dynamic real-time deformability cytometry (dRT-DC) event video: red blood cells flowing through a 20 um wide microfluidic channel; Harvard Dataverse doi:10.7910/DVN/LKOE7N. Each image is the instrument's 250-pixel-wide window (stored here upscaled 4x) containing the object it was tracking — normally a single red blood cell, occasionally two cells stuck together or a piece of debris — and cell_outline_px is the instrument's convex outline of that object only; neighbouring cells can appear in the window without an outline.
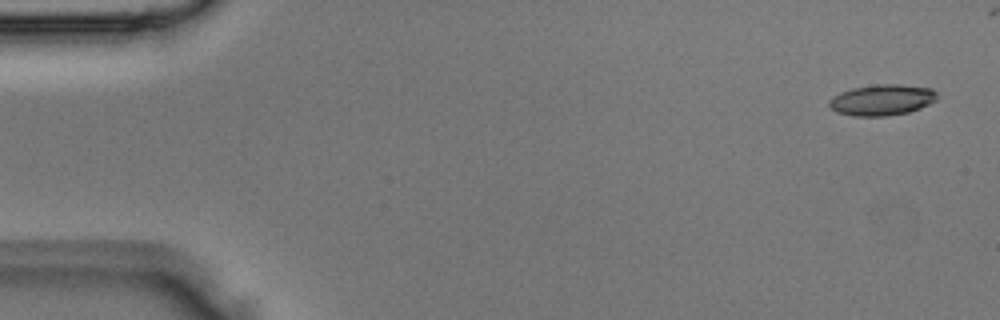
{"species": "Egyptian fruit bat (a non-hibernating species)", "species_latin": "Rousettus aegyptiacus", "temperature_condition": "room temperature", "stored_images_in_passage": 3, "camera_frame_rate_fps": 3000, "um_per_image_px": 0.085, "animal": {"sex": "male"}, "frame": {"image": 1, "passage_image": 1, "time_ms": 0.0, "image_size_px": [1000, 320], "cell_outline_px": [[936, 100], [920, 108], [908, 112], [888, 116], [852, 116], [836, 112], [828, 104], [828, 100], [832, 96], [840, 92], [852, 88], [876, 84], [900, 84], [932, 88], [936, 92]], "centroid_in_image_um": [74.94, 8.49], "position_along_channel_um": 10.1, "area_um2": 19.59}}